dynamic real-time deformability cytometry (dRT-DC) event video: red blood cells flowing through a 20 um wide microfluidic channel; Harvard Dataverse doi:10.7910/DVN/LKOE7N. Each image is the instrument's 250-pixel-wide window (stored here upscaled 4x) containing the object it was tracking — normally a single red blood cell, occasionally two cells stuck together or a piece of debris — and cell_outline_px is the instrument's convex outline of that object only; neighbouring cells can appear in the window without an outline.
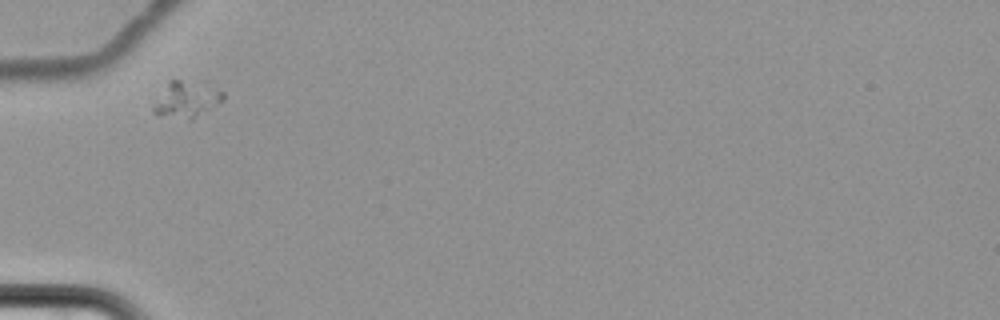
{"species": "common noctule bat (a hibernating species)", "species_latin": "Nyctalus noctula", "temperature_condition": "cold", "stored_images_in_passage": 3, "camera_frame_rate_fps": 3000, "um_per_image_px": 0.085, "animal": {"sex": "female", "body_mass_g": 22.7, "forearm_length_mm": 54.2}, "frame": {"image": 1, "passage_image": 1, "time_ms": 0.0, "image_size_px": [1000, 320], "cell_outline_px": [[224, 100], [192, 120], [188, 120], [152, 112], [152, 104], [168, 80], [172, 76], [224, 92]], "centroid_in_image_um": [15.79, 8.44], "position_along_channel_um": 69.2, "area_um2": 14.62}}
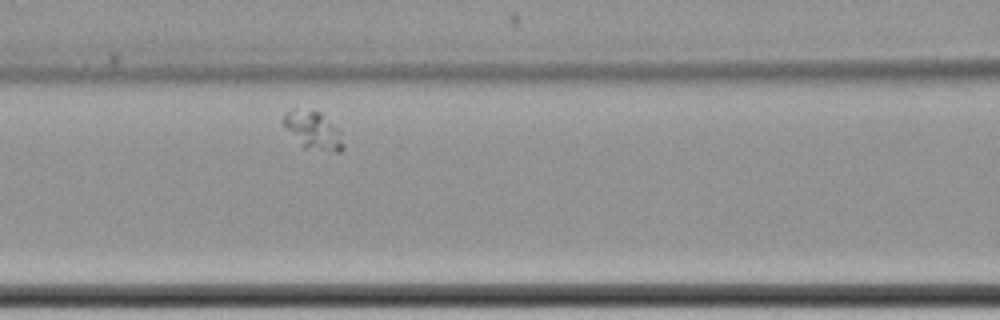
{"frame": {"image": 2, "passage_image": 3, "time_ms": 2.333, "image_size_px": [1000, 320], "cell_outline_px": [[344, 148], [340, 152], [336, 152], [304, 148], [280, 124], [280, 120], [284, 112], [292, 108], [296, 108], [320, 112], [340, 132], [344, 144]], "centroid_in_image_um": [26.54, 11.06], "position_along_channel_um": 140.1, "area_um2": 13.47}}